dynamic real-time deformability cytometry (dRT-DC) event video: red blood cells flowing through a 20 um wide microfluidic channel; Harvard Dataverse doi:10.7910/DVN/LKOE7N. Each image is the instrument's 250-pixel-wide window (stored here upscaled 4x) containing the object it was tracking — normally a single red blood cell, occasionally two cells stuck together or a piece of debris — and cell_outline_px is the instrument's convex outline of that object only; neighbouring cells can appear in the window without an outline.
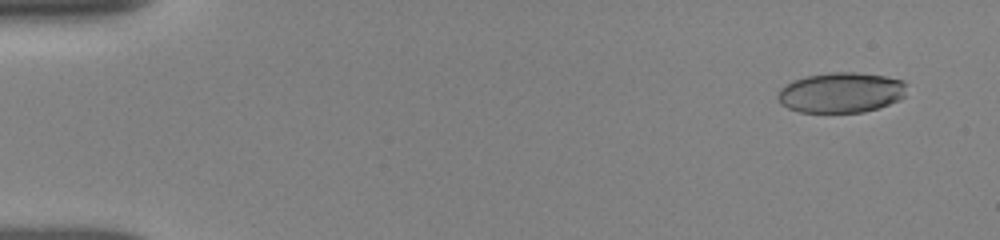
{"species": "human", "species_latin": "Homo sapiens", "temperature_condition": "room temperature", "stored_images_in_passage": 10, "camera_frame_rate_fps": 3000, "um_per_image_px": 0.085, "donor": {"sex": "female"}, "frame": {"image": 1, "passage_image": 2, "time_ms": 0.667, "image_size_px": [1000, 240], "cell_outline_px": [[904, 96], [900, 100], [864, 112], [800, 112], [788, 108], [780, 104], [776, 96], [780, 88], [792, 80], [808, 76], [828, 72], [856, 72], [884, 76], [904, 80]], "centroid_in_image_um": [71.45, 7.86], "position_along_channel_um": 13.6, "area_um2": 30.29}}
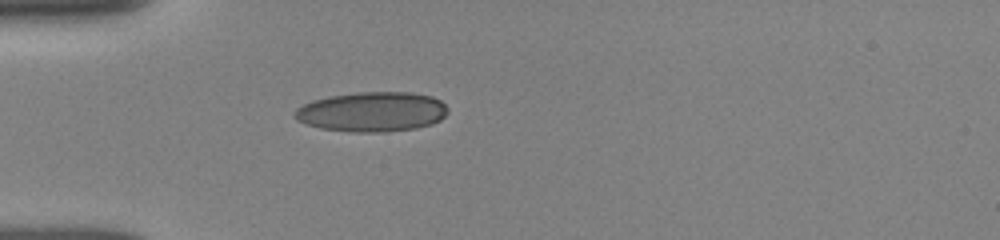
{"frame": {"image": 2, "passage_image": 8, "time_ms": 4.667, "image_size_px": [1000, 240], "cell_outline_px": [[448, 112], [440, 120], [432, 124], [416, 128], [384, 132], [356, 132], [320, 128], [296, 120], [292, 116], [296, 108], [312, 100], [328, 96], [360, 92], [412, 92], [432, 96], [440, 100], [448, 108]], "centroid_in_image_um": [31.63, 9.49], "position_along_channel_um": 53.4, "area_um2": 35.66}}
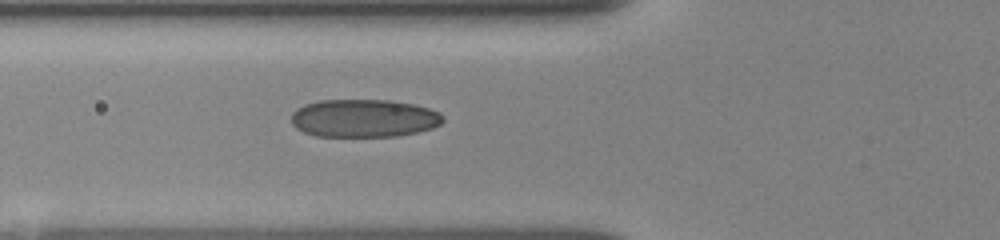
{"frame": {"image": 3, "passage_image": 10, "time_ms": 6.0, "image_size_px": [1000, 240], "cell_outline_px": [[444, 120], [440, 124], [432, 128], [416, 132], [396, 136], [316, 136], [304, 132], [296, 128], [292, 124], [292, 112], [296, 108], [304, 104], [320, 100], [388, 100], [412, 104], [428, 108], [440, 112], [444, 116]], "centroid_in_image_um": [30.92, 10.04], "position_along_channel_um": 94.9, "area_um2": 33.58}}